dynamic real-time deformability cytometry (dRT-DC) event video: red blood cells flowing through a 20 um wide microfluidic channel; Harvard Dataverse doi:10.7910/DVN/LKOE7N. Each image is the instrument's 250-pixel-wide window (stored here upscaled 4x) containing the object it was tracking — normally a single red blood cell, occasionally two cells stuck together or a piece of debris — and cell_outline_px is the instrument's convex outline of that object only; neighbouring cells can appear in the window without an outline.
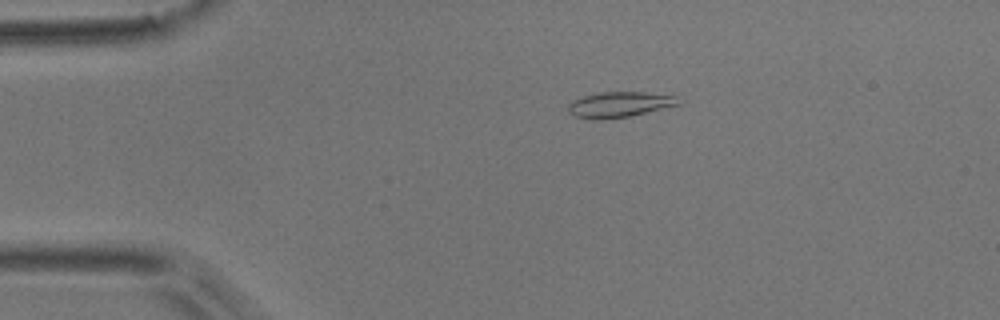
{"species": "common noctule bat (a hibernating species)", "species_latin": "Nyctalus noctula", "temperature_condition": "room temperature", "stored_images_in_passage": 4, "camera_frame_rate_fps": 3000, "um_per_image_px": 0.085, "animal": {"sex": "male", "body_mass_g": 17.9}, "frame": {"image": 1, "passage_image": 3, "time_ms": 0.667, "image_size_px": [1000, 320], "cell_outline_px": [[684, 104], [628, 116], [604, 120], [596, 120], [576, 116], [568, 112], [568, 104], [572, 100], [584, 96], [600, 92], [644, 92], [676, 96]], "centroid_in_image_um": [52.67, 8.88], "position_along_channel_um": 32.3, "area_um2": 16.47}}